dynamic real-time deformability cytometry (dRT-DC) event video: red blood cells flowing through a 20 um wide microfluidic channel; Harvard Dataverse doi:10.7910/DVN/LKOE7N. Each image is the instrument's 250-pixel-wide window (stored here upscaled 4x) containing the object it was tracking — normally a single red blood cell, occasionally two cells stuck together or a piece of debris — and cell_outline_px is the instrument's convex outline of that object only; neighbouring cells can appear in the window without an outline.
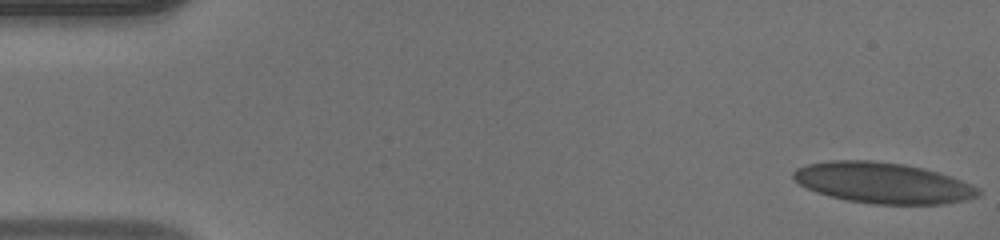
{"species": "human", "species_latin": "Homo sapiens", "temperature_condition": "warm", "stored_images_in_passage": 49, "camera_frame_rate_fps": 3000, "um_per_image_px": 0.085, "donor": {"sex": "male"}, "frame": {"image": 1, "passage_image": 1, "time_ms": 0.0, "image_size_px": [1000, 240], "cell_outline_px": [[980, 192], [976, 196], [964, 200], [944, 204], [872, 204], [848, 200], [828, 196], [816, 192], [800, 184], [792, 176], [792, 172], [796, 168], [808, 164], [832, 160], [872, 160], [904, 164], [924, 168], [960, 180], [980, 188]], "centroid_in_image_um": [75.01, 15.54], "position_along_channel_um": 10.0, "area_um2": 43.75}}
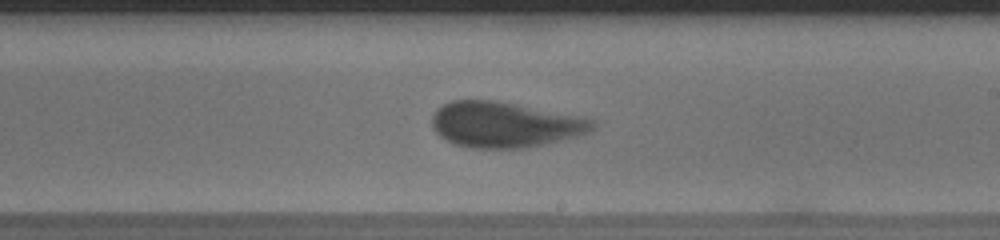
{"frame": {"image": 2, "passage_image": 29, "time_ms": 9.333, "image_size_px": [1000, 240], "cell_outline_px": [[596, 128], [588, 132], [576, 136], [544, 144], [524, 148], [472, 148], [452, 144], [440, 136], [432, 128], [432, 116], [436, 108], [452, 100], [492, 100], [584, 116], [596, 120]], "centroid_in_image_um": [42.91, 10.59], "position_along_channel_um": 246.1, "area_um2": 42.89}}
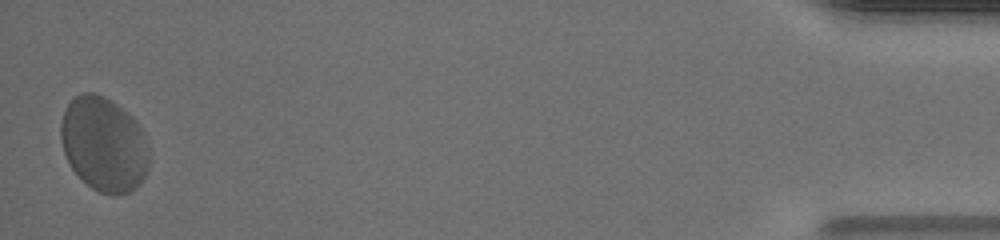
{"frame": {"image": 3, "passage_image": 49, "time_ms": 16.0, "image_size_px": [1000, 240], "cell_outline_px": [[148, 168], [144, 176], [136, 188], [132, 192], [116, 196], [100, 192], [92, 188], [72, 168], [64, 152], [60, 140], [60, 124], [64, 108], [80, 92], [96, 92], [104, 96], [116, 104], [132, 116], [140, 128], [144, 140], [148, 156]], "centroid_in_image_um": [8.8, 12.25], "position_along_channel_um": 426.4, "area_um2": 48.44}, "authors_computed_cell_mechanics": {"area_um2": 43.2344, "velocity_mm_per_s": 4.0625, "shape_relaxation_time_tau1_ms": 3.0257, "shape_relaxation_time_tau2_ms": 0.8424, "deformation_change_tau1": 0.1141, "deformation_change_tau2": 0.0643}}